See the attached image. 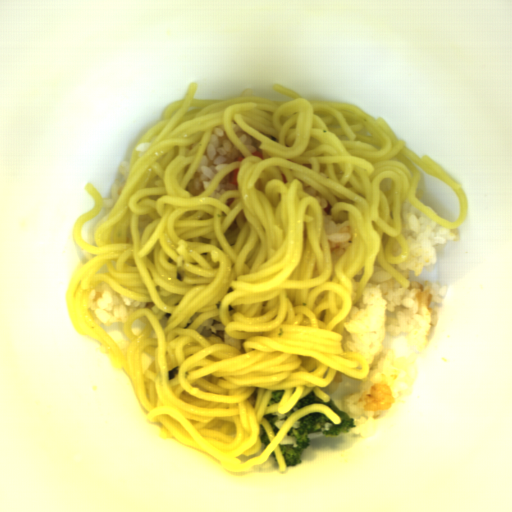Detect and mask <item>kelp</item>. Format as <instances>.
Segmentation results:
<instances>
[{"label":"kelp","mask_w":512,"mask_h":512,"mask_svg":"<svg viewBox=\"0 0 512 512\" xmlns=\"http://www.w3.org/2000/svg\"><path fill=\"white\" fill-rule=\"evenodd\" d=\"M178 372H179L178 366H176L173 369H171L170 371H168V380H171L174 377H176V374H178Z\"/></svg>","instance_id":"99668d17"}]
</instances>
